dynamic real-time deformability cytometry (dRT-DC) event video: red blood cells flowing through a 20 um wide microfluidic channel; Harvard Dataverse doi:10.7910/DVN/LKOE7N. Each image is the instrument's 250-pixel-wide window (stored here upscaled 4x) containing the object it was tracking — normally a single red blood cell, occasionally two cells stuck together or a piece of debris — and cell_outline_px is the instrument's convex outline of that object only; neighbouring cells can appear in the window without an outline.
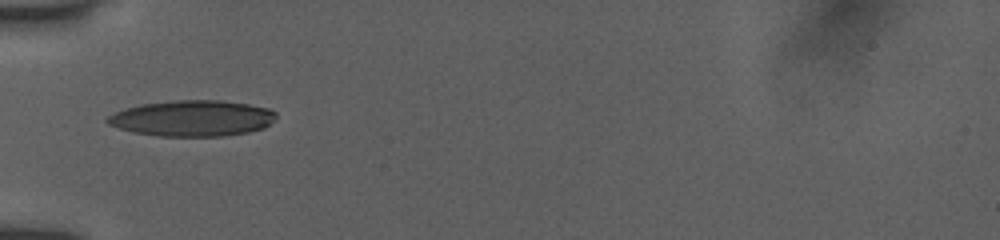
{"species": "human", "species_latin": "Homo sapiens", "temperature_condition": "room temperature", "stored_images_in_passage": 35, "camera_frame_rate_fps": 3000, "um_per_image_px": 0.085, "donor": {"sex": "female"}, "frame": {"image": 1, "passage_image": 1, "time_ms": 0.0, "image_size_px": [1000, 240], "cell_outline_px": [[276, 116], [264, 128], [248, 132], [224, 136], [160, 136], [136, 132], [120, 128], [108, 124], [104, 120], [108, 116], [116, 112], [140, 104], [176, 100], [220, 100], [248, 104], [268, 108], [276, 112]], "centroid_in_image_um": [16.36, 10.05], "position_along_channel_um": 68.6, "area_um2": 35.08}}
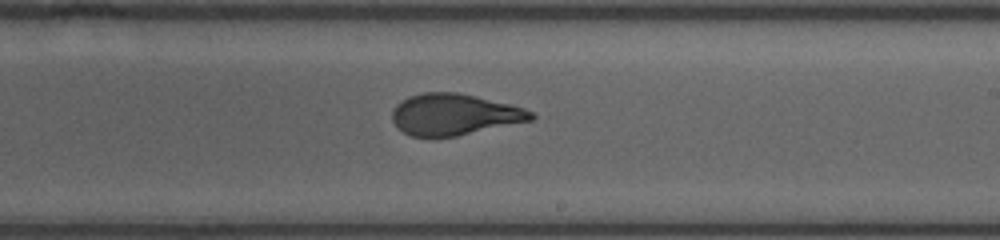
{"frame": {"image": 2, "passage_image": 15, "time_ms": 4.667, "image_size_px": [1000, 240], "cell_outline_px": [[536, 116], [532, 120], [456, 136], [412, 136], [396, 128], [392, 120], [392, 112], [396, 104], [408, 96], [424, 92], [456, 92], [476, 96], [524, 108], [532, 112]], "centroid_in_image_um": [38.58, 9.72], "position_along_channel_um": 250.4, "area_um2": 33.23}}
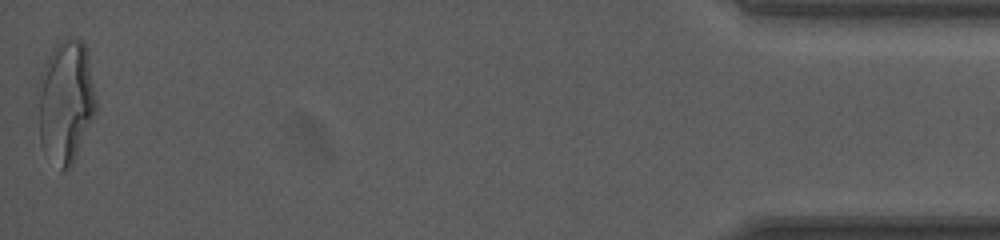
{"frame": {"image": 3, "passage_image": 35, "time_ms": 11.333, "image_size_px": [1000, 240], "cell_outline_px": [[96, 112], [72, 164], [68, 168], [60, 172], [40, 144], [40, 76], [48, 56], [56, 44], [60, 40], [72, 36], [80, 40], [88, 48], [96, 100]], "centroid_in_image_um": [5.63, 8.6], "position_along_channel_um": 429.6, "area_um2": 41.15}, "authors_computed_cell_mechanics": {"area_um2": 33.9864, "velocity_mm_per_s": 3.9294, "shape_relaxation_time_tau1_ms": 5.2497, "shape_relaxation_time_tau2_ms": 0.8584, "deformation_change_tau1": 0.2256, "deformation_change_tau2": 0.0892}}